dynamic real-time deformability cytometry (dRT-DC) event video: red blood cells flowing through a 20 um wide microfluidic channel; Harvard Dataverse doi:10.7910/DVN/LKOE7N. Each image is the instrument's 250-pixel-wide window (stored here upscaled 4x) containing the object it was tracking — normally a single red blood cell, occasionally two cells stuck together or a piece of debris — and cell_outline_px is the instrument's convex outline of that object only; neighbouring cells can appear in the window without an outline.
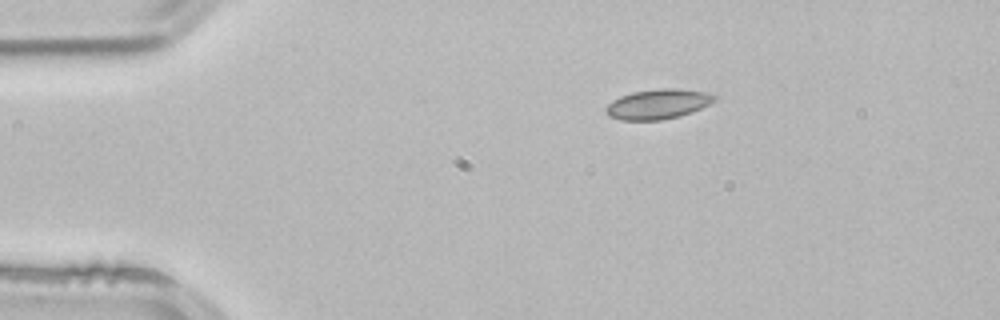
{"species": "common noctule bat (a hibernating species)", "species_latin": "Nyctalus noctula", "temperature_condition": "room temperature", "stored_images_in_passage": 2, "camera_frame_rate_fps": 3000, "um_per_image_px": 0.085, "animal": {"sex": "male", "body_mass_g": 21.5, "forearm_length_mm": 52.0}, "frame": {"image": 1, "passage_image": 2, "time_ms": 0.333, "image_size_px": [1000, 320], "cell_outline_px": [[720, 96], [716, 100], [692, 112], [680, 116], [660, 120], [620, 120], [608, 116], [604, 112], [604, 108], [612, 100], [620, 96], [632, 92], [660, 88], [676, 88], [708, 92]], "centroid_in_image_um": [55.92, 8.84], "position_along_channel_um": 29.1, "area_um2": 19.19}}